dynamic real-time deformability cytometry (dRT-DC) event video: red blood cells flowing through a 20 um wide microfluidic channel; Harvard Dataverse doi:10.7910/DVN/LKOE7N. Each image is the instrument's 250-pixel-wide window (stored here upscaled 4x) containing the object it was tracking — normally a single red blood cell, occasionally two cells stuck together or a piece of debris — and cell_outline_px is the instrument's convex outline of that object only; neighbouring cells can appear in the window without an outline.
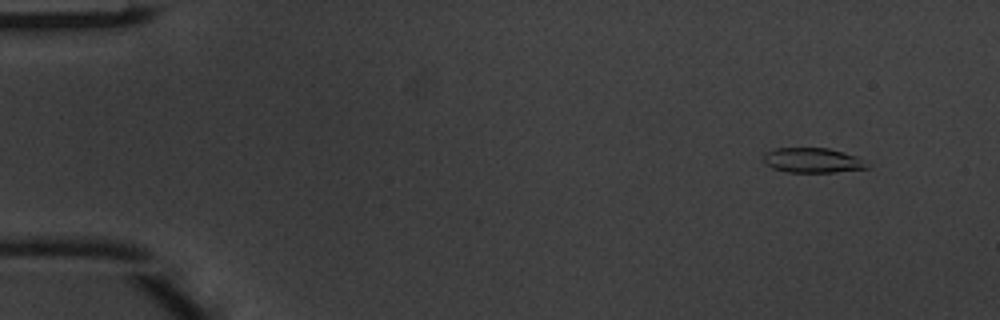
{"species": "common noctule bat (a hibernating species)", "species_latin": "Nyctalus noctula", "temperature_condition": "warm", "stored_images_in_passage": 3, "camera_frame_rate_fps": 3000, "um_per_image_px": 0.085, "animal": {"sex": "male", "body_mass_g": 20.1, "forearm_length_mm": 53.5}, "frame": {"image": 1, "passage_image": 1, "time_ms": 0.0, "image_size_px": [1000, 320], "cell_outline_px": [[872, 164], [868, 168], [836, 172], [784, 172], [772, 168], [764, 160], [764, 152], [776, 148], [828, 148], [844, 152], [856, 156]], "centroid_in_image_um": [69.11, 13.63], "position_along_channel_um": 15.9, "area_um2": 15.14}}